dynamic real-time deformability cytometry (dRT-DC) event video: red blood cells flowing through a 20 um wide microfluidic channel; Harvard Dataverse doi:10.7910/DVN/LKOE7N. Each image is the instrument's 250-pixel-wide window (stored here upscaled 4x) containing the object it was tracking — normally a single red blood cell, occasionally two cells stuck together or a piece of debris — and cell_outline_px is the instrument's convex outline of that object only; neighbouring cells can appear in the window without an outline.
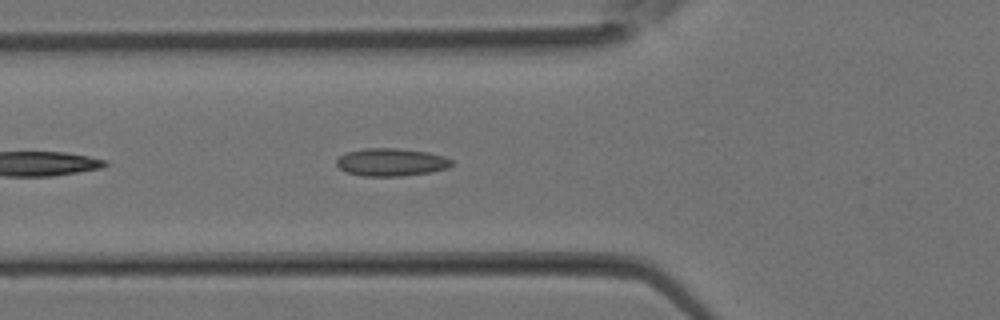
{"species": "Egyptian fruit bat (a non-hibernating species)", "species_latin": "Rousettus aegyptiacus", "temperature_condition": "room temperature", "stored_images_in_passage": 18, "camera_frame_rate_fps": 3000, "um_per_image_px": 0.085, "animal": {"sex": "female"}, "frame": {"image": 1, "passage_image": 13, "time_ms": 4.0, "image_size_px": [1000, 320], "cell_outline_px": [[452, 164], [448, 168], [432, 172], [400, 176], [364, 176], [348, 172], [340, 168], [336, 164], [336, 160], [340, 156], [348, 152], [364, 148], [396, 148], [428, 152], [444, 156], [452, 160]], "centroid_in_image_um": [33.27, 13.78], "position_along_channel_um": 92.5, "area_um2": 18.55}}
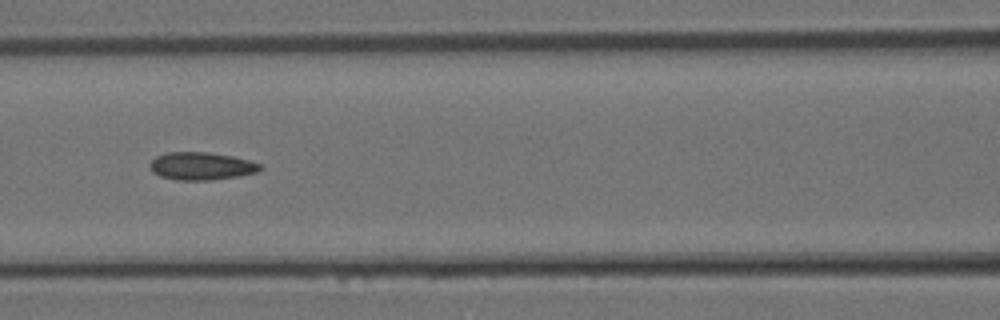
{"frame": {"image": 2, "passage_image": 16, "time_ms": 5.0, "image_size_px": [1000, 320], "cell_outline_px": [[264, 168], [256, 172], [236, 176], [212, 180], [176, 180], [160, 176], [152, 172], [148, 164], [156, 156], [168, 152], [208, 152], [232, 156], [248, 160], [260, 164]], "centroid_in_image_um": [17.08, 14.11], "position_along_channel_um": 149.5, "area_um2": 17.8}}